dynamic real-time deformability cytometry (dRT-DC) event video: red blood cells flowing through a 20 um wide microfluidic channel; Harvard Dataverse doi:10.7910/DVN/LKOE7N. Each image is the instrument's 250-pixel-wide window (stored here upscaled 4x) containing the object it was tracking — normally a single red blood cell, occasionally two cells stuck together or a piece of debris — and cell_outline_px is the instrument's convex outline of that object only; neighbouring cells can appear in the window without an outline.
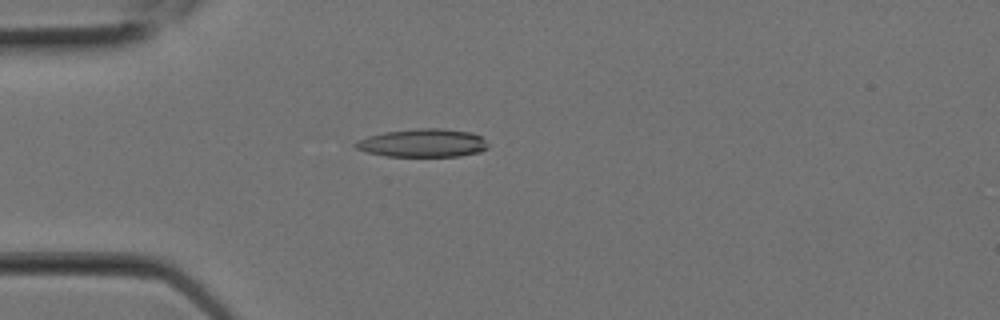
{"species": "Egyptian fruit bat (a non-hibernating species)", "species_latin": "Rousettus aegyptiacus", "temperature_condition": "room temperature", "stored_images_in_passage": 8, "camera_frame_rate_fps": 3000, "um_per_image_px": 0.085, "animal": {"sex": "female"}, "frame": {"image": 1, "passage_image": 6, "time_ms": 1.667, "image_size_px": [1000, 320], "cell_outline_px": [[488, 148], [480, 152], [460, 156], [388, 156], [368, 152], [356, 148], [352, 144], [356, 140], [368, 136], [384, 132], [416, 128], [440, 128], [472, 132], [480, 136], [488, 144]], "centroid_in_image_um": [35.94, 12.15], "position_along_channel_um": 49.1, "area_um2": 21.85}}
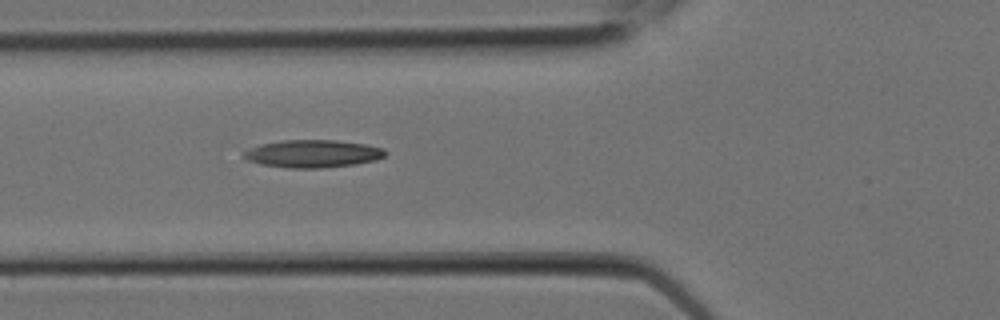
{"frame": {"image": 2, "passage_image": 8, "time_ms": 2.333, "image_size_px": [1000, 320], "cell_outline_px": [[388, 152], [384, 156], [376, 160], [356, 164], [320, 168], [288, 168], [260, 164], [248, 160], [240, 156], [244, 152], [260, 144], [280, 140], [336, 140], [364, 144], [384, 148]], "centroid_in_image_um": [26.59, 13.06], "position_along_channel_um": 99.2, "area_um2": 22.89}}